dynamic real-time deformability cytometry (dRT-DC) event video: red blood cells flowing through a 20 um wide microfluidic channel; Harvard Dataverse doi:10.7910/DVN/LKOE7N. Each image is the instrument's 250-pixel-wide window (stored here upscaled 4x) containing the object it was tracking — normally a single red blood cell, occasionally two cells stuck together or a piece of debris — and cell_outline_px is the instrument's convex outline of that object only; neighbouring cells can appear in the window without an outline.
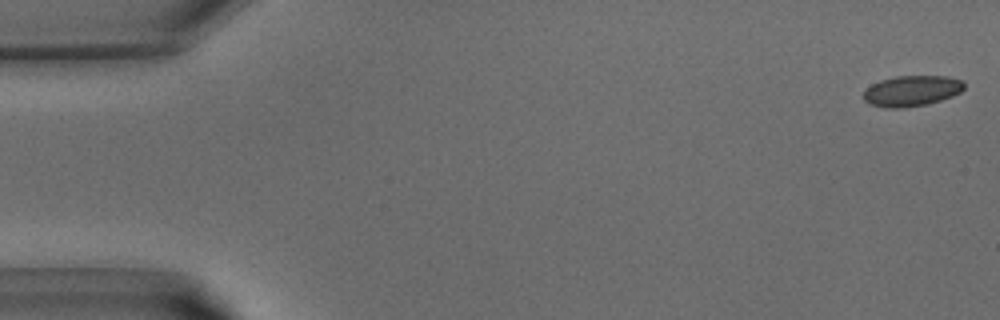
{"species": "common noctule bat (a hibernating species)", "species_latin": "Nyctalus noctula", "temperature_condition": "warm", "stored_images_in_passage": 40, "camera_frame_rate_fps": 3000, "um_per_image_px": 0.085, "animal": {"sex": "male", "body_mass_g": 15.6}, "frame": {"image": 1, "passage_image": 1, "time_ms": 0.0, "image_size_px": [1000, 320], "cell_outline_px": [[964, 88], [960, 92], [952, 96], [928, 104], [900, 108], [884, 108], [868, 104], [864, 100], [864, 92], [872, 84], [880, 80], [896, 76], [948, 76], [960, 80], [964, 84]], "centroid_in_image_um": [77.47, 7.73], "position_along_channel_um": 7.5, "area_um2": 17.98}}
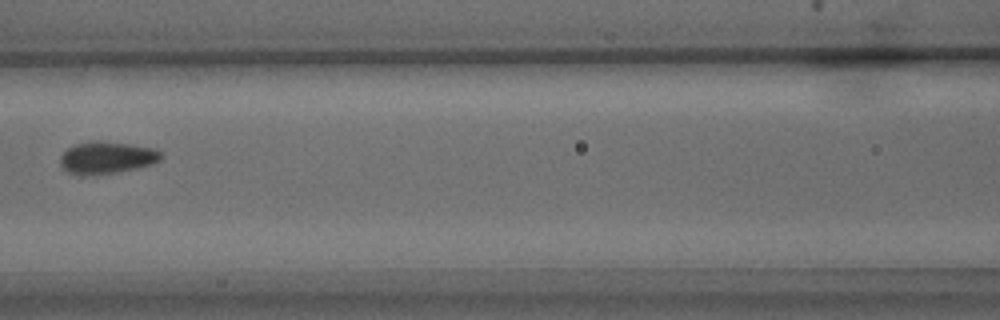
{"frame": {"image": 2, "passage_image": 18, "time_ms": 5.667, "image_size_px": [1000, 320], "cell_outline_px": [[164, 156], [160, 160], [152, 164], [136, 168], [116, 172], [80, 176], [76, 176], [68, 172], [60, 164], [60, 156], [72, 144], [92, 140], [100, 140], [156, 148]], "centroid_in_image_um": [9.05, 13.39], "position_along_channel_um": 157.5, "area_um2": 19.13}}
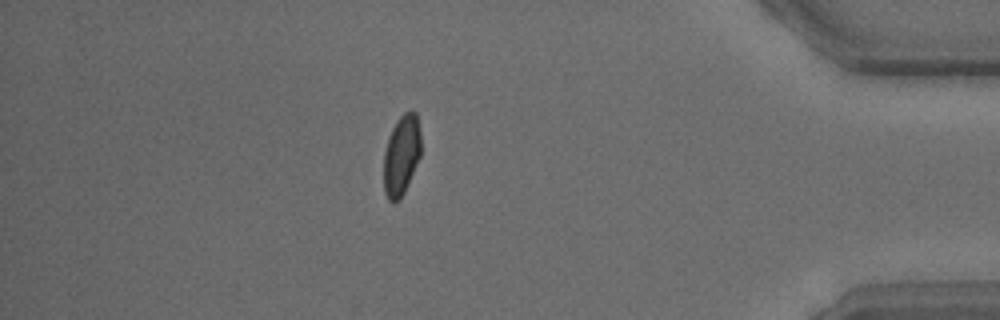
{"frame": {"image": 3, "passage_image": 35, "time_ms": 11.333, "image_size_px": [1000, 320], "cell_outline_px": [[420, 156], [404, 192], [400, 200], [392, 204], [388, 200], [384, 192], [384, 152], [388, 136], [396, 120], [404, 112], [412, 108], [416, 112], [420, 132]], "centroid_in_image_um": [34.11, 13.17], "position_along_channel_um": 401.1, "area_um2": 17.63}}